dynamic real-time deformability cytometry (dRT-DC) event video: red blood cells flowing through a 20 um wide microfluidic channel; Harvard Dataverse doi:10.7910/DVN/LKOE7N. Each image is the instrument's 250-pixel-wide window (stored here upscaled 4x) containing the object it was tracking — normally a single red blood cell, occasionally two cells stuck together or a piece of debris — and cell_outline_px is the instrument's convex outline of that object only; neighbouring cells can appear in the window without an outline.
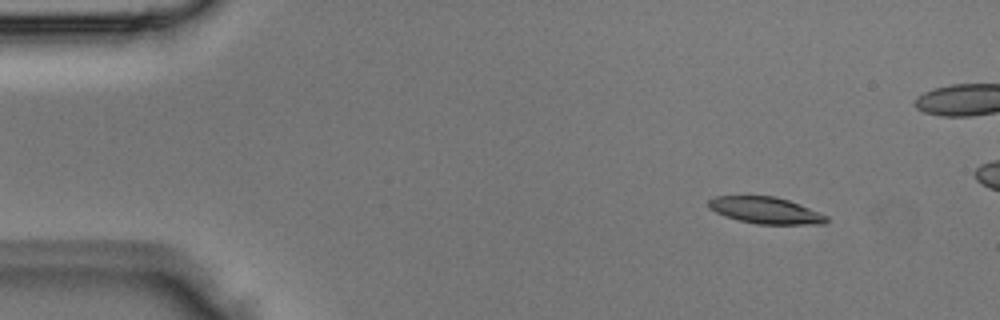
{"species": "Egyptian fruit bat (a non-hibernating species)", "species_latin": "Rousettus aegyptiacus", "temperature_condition": "room temperature", "stored_images_in_passage": 4, "camera_frame_rate_fps": 3000, "um_per_image_px": 0.085, "animal": {"sex": "male"}, "frame": {"image": 1, "passage_image": 1, "time_ms": 0.0, "image_size_px": [1000, 320], "cell_outline_px": [[828, 220], [824, 224], [756, 224], [724, 216], [708, 208], [708, 200], [716, 196], [776, 196], [800, 204], [828, 216]], "centroid_in_image_um": [65.07, 17.88], "position_along_channel_um": 19.9, "area_um2": 18.26}}